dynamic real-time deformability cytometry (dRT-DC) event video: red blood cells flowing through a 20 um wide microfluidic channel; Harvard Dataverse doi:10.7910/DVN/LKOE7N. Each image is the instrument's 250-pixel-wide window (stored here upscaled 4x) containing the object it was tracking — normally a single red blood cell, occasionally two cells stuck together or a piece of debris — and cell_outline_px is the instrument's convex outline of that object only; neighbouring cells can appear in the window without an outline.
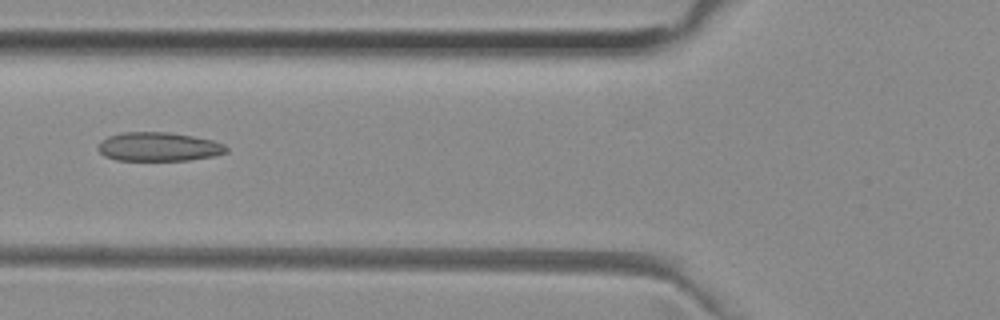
{"species": "common noctule bat (a hibernating species)", "species_latin": "Nyctalus noctula", "temperature_condition": "room temperature", "stored_images_in_passage": 46, "camera_frame_rate_fps": 3000, "um_per_image_px": 0.085, "animal": {"sex": "female", "body_mass_g": 29.2, "forearm_length_mm": 56.3}, "frame": {"image": 1, "passage_image": 14, "time_ms": 4.333, "image_size_px": [1000, 320], "cell_outline_px": [[228, 152], [216, 156], [188, 160], [116, 160], [104, 156], [96, 148], [108, 136], [120, 132], [168, 132], [192, 136], [212, 140], [224, 144], [228, 148]], "centroid_in_image_um": [13.5, 12.47], "position_along_channel_um": 112.3, "area_um2": 21.62}}
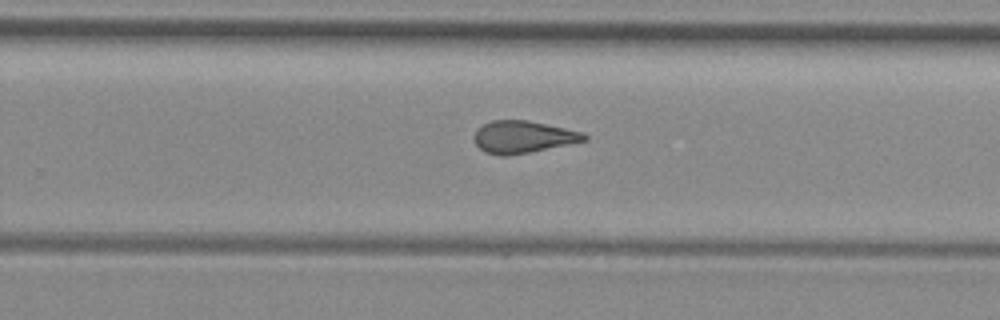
{"frame": {"image": 2, "passage_image": 27, "time_ms": 8.667, "image_size_px": [1000, 320], "cell_outline_px": [[588, 140], [508, 156], [500, 156], [484, 152], [476, 144], [476, 132], [484, 124], [492, 120], [528, 120], [584, 132], [588, 136]], "centroid_in_image_um": [44.49, 11.64], "position_along_channel_um": 285.3, "area_um2": 20.4}}
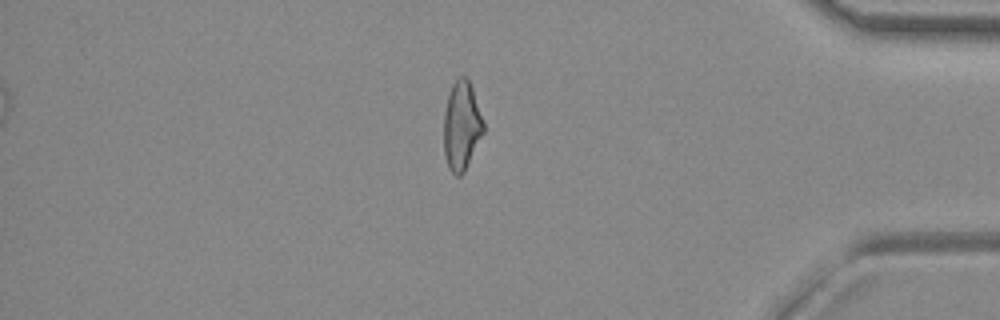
{"frame": {"image": 3, "passage_image": 38, "time_ms": 12.333, "image_size_px": [1000, 320], "cell_outline_px": [[484, 132], [464, 172], [460, 176], [456, 176], [448, 168], [444, 152], [444, 112], [448, 96], [452, 84], [460, 76], [464, 76], [468, 80], [472, 88], [484, 124]], "centroid_in_image_um": [39.23, 10.72], "position_along_channel_um": 396.0, "area_um2": 20.35}, "authors_computed_cell_mechanics": {"area_um2": 21.3571, "velocity_mm_per_s": 3.9973, "shape_relaxation_time_tau1_ms": null, "shape_relaxation_time_tau2_ms": 2.1217, "deformation_change_tau1": null, "deformation_change_tau2": 0.114}}